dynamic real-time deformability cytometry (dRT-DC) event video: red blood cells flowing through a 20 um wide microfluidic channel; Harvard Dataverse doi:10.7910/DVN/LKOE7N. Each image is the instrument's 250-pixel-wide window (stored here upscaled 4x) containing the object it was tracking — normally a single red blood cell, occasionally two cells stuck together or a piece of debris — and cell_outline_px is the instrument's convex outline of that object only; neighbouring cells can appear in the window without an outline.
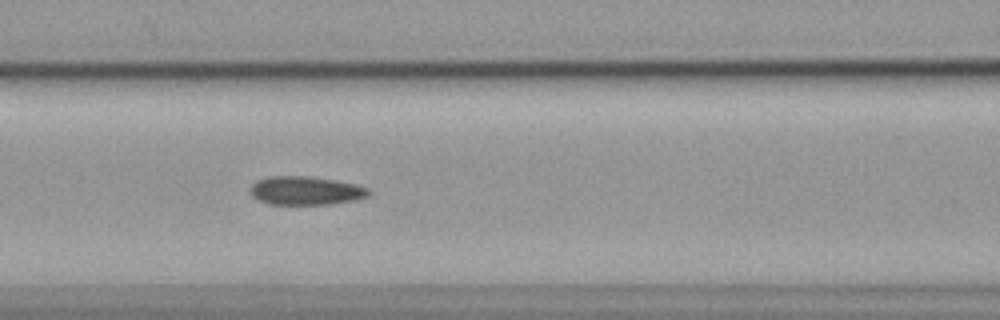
{"species": "common noctule bat (a hibernating species)", "species_latin": "Nyctalus noctula", "temperature_condition": "cold", "stored_images_in_passage": 43, "camera_frame_rate_fps": 3000, "um_per_image_px": 0.085, "animal": {"sex": "female", "body_mass_g": 19.9}, "frame": {"image": 1, "passage_image": 11, "time_ms": 3.333, "image_size_px": [1000, 320], "cell_outline_px": [[372, 192], [368, 196], [356, 200], [332, 204], [268, 204], [252, 196], [252, 184], [256, 180], [268, 176], [308, 176], [336, 180], [356, 184], [368, 188]], "centroid_in_image_um": [26.03, 16.2], "position_along_channel_um": 140.6, "area_um2": 19.77}}
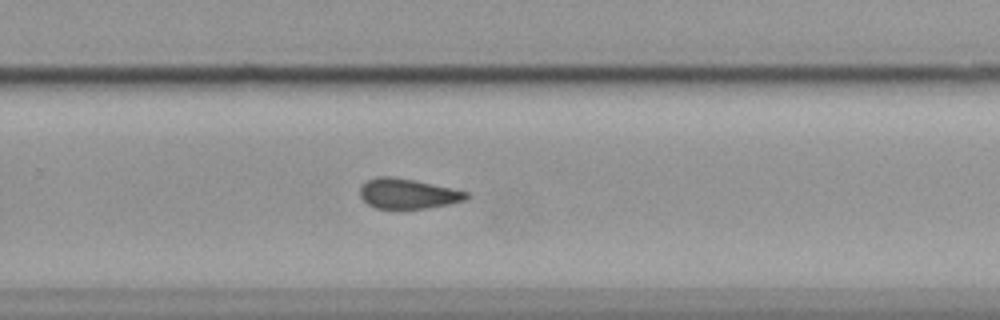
{"frame": {"image": 2, "passage_image": 24, "time_ms": 7.667, "image_size_px": [1000, 320], "cell_outline_px": [[468, 196], [464, 200], [448, 204], [428, 208], [376, 208], [368, 204], [360, 196], [360, 184], [376, 176], [392, 176], [452, 188], [468, 192]], "centroid_in_image_um": [34.62, 16.45], "position_along_channel_um": 295.2, "area_um2": 18.44}}
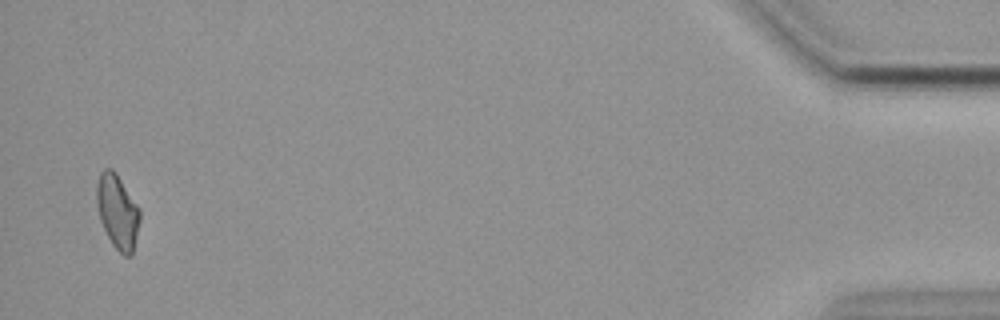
{"frame": {"image": 3, "passage_image": 42, "time_ms": 13.667, "image_size_px": [1000, 320], "cell_outline_px": [[140, 220], [132, 256], [124, 256], [112, 244], [100, 220], [96, 204], [96, 184], [100, 172], [104, 168], [112, 168], [116, 172], [140, 208]], "centroid_in_image_um": [9.98, 17.96], "position_along_channel_um": 425.2, "area_um2": 18.84}, "authors_computed_cell_mechanics": {"area_um2": 19.5364, "velocity_mm_per_s": 3.5866, "shape_relaxation_time_tau1_ms": null, "shape_relaxation_time_tau2_ms": 4.2099, "deformation_change_tau1": null, "deformation_change_tau2": 0.0888}}